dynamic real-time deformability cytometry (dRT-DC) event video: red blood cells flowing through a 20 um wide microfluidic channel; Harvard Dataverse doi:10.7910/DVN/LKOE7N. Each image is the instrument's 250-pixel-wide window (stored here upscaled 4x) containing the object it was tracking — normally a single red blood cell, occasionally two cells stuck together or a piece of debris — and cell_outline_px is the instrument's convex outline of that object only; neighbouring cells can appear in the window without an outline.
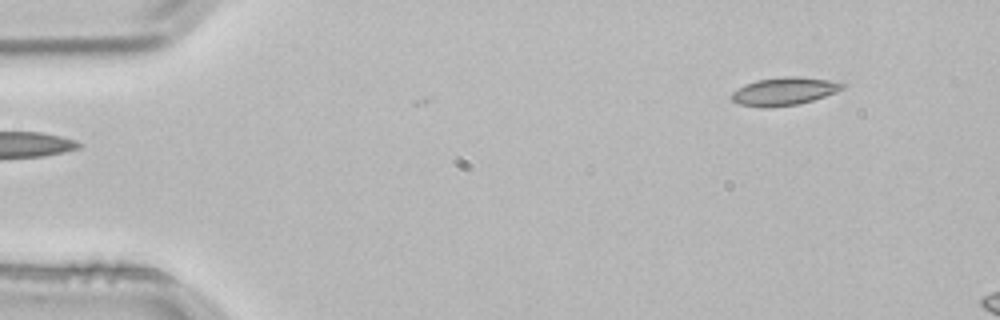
{"species": "common noctule bat (a hibernating species)", "species_latin": "Nyctalus noctula", "temperature_condition": "room temperature", "stored_images_in_passage": 4, "segment_of_instrument_passage": [2, 2], "camera_frame_rate_fps": 3000, "um_per_image_px": 0.085, "animal": {"sex": "male", "body_mass_g": 21.5, "forearm_length_mm": 52.0}, "frame": {"image": 1, "passage_image": 4, "time_ms": 1.0, "image_size_px": [1000, 320], "cell_outline_px": [[848, 84], [844, 88], [836, 92], [812, 100], [796, 104], [764, 108], [740, 104], [732, 100], [732, 92], [744, 84], [756, 80], [784, 76], [796, 76], [828, 80]], "centroid_in_image_um": [66.65, 7.75], "position_along_channel_um": 18.3, "area_um2": 17.92}}